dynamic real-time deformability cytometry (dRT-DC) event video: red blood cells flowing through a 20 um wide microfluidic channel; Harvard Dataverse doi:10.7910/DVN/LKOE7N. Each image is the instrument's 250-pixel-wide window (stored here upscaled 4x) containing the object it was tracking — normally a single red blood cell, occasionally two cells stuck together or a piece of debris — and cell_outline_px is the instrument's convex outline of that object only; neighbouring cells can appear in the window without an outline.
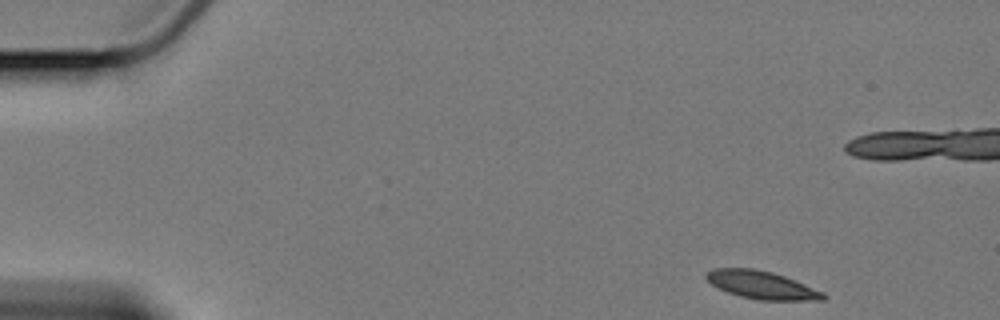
{"species": "Egyptian fruit bat (a non-hibernating species)", "species_latin": "Rousettus aegyptiacus", "temperature_condition": "cold", "stored_images_in_passage": 13, "camera_frame_rate_fps": 3000, "um_per_image_px": 0.085, "animal": {"sex": "female"}, "frame": {"image": 1, "passage_image": 1, "time_ms": 0.0, "image_size_px": [1000, 320], "cell_outline_px": [[828, 296], [824, 300], [760, 300], [740, 296], [728, 292], [712, 284], [704, 276], [704, 272], [712, 268], [756, 268], [772, 272], [784, 276], [824, 292]], "centroid_in_image_um": [64.73, 24.21], "position_along_channel_um": 20.3, "area_um2": 19.02}}
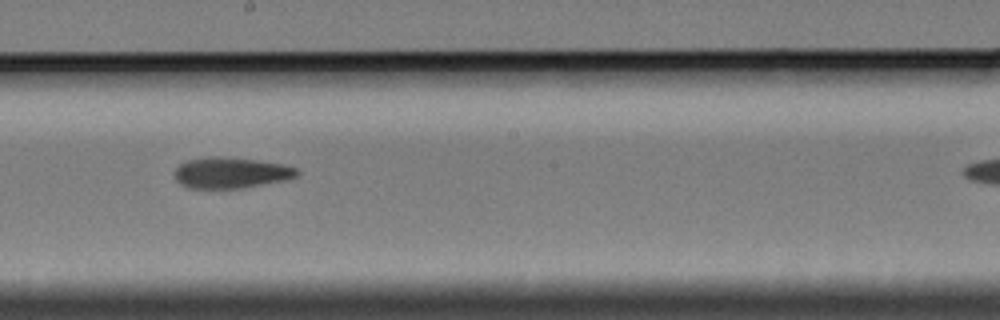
{"frame": {"image": 2, "passage_image": 8, "time_ms": 12.333, "image_size_px": [1000, 320], "cell_outline_px": [[300, 172], [296, 176], [280, 180], [240, 188], [188, 188], [180, 184], [176, 180], [176, 168], [184, 160], [212, 156], [216, 156], [252, 160], [280, 164], [296, 168]], "centroid_in_image_um": [19.54, 14.68], "position_along_channel_um": 228.7, "area_um2": 21.5}}
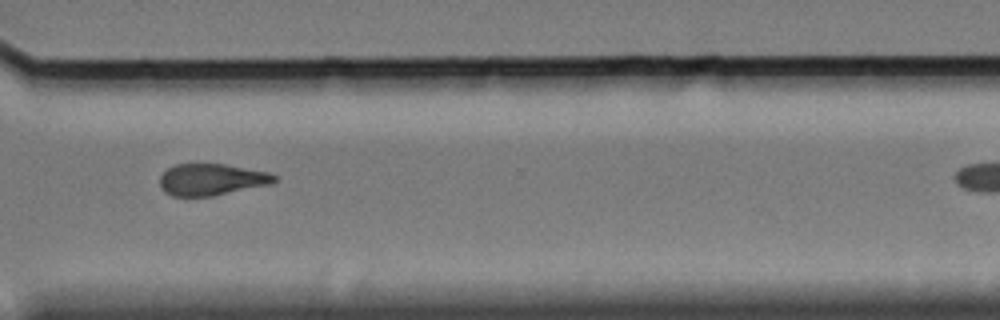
{"frame": {"image": 3, "passage_image": 11, "time_ms": 16.0, "image_size_px": [1000, 320], "cell_outline_px": [[276, 180], [268, 184], [212, 196], [188, 200], [172, 196], [164, 192], [160, 188], [160, 176], [168, 168], [176, 164], [224, 164], [268, 172], [276, 176]], "centroid_in_image_um": [17.87, 15.3], "position_along_channel_um": 352.7, "area_um2": 21.44}}